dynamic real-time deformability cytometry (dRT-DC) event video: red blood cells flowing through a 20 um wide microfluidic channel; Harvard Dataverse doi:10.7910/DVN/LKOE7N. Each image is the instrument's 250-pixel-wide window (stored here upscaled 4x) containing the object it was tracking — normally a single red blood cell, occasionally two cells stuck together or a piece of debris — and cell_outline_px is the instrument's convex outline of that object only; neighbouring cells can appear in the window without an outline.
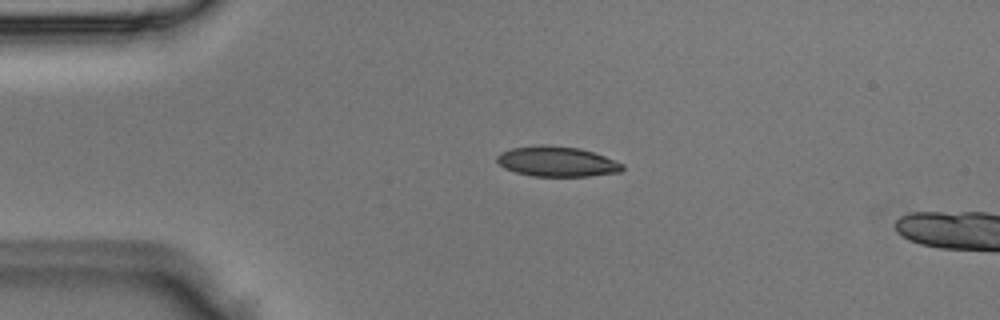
{"species": "Egyptian fruit bat (a non-hibernating species)", "species_latin": "Rousettus aegyptiacus", "temperature_condition": "room temperature", "stored_images_in_passage": 2, "camera_frame_rate_fps": 3000, "um_per_image_px": 0.085, "animal": {"sex": "male"}, "frame": {"image": 1, "passage_image": 1, "time_ms": 0.0, "image_size_px": [1000, 320], "cell_outline_px": [[624, 168], [620, 172], [588, 176], [532, 176], [516, 172], [504, 168], [496, 160], [496, 156], [500, 152], [512, 148], [540, 144], [544, 144], [580, 148], [604, 156], [624, 164]], "centroid_in_image_um": [47.32, 13.72], "position_along_channel_um": 37.7, "area_um2": 22.08}}